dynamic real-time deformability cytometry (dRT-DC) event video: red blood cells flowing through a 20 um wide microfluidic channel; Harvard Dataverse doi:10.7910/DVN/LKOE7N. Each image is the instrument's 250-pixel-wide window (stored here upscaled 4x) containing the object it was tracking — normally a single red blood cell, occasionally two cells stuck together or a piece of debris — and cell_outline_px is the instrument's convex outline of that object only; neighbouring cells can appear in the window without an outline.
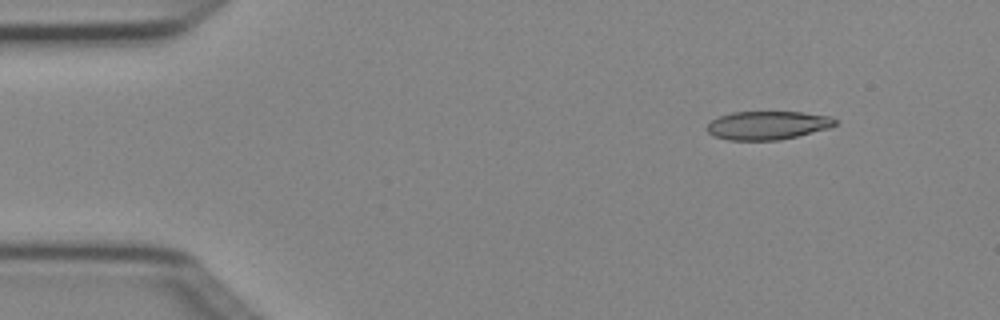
{"species": "Egyptian fruit bat (a non-hibernating species)", "species_latin": "Rousettus aegyptiacus", "temperature_condition": "cold", "stored_images_in_passage": 5, "camera_frame_rate_fps": 3000, "um_per_image_px": 0.085, "animal": {"sex": "female"}, "frame": {"image": 1, "passage_image": 2, "time_ms": 0.333, "image_size_px": [1000, 320], "cell_outline_px": [[836, 124], [828, 128], [780, 140], [728, 140], [716, 136], [708, 132], [708, 124], [712, 120], [720, 116], [732, 112], [804, 112], [832, 116], [836, 120]], "centroid_in_image_um": [65.27, 10.64], "position_along_channel_um": 19.7, "area_um2": 21.1}}
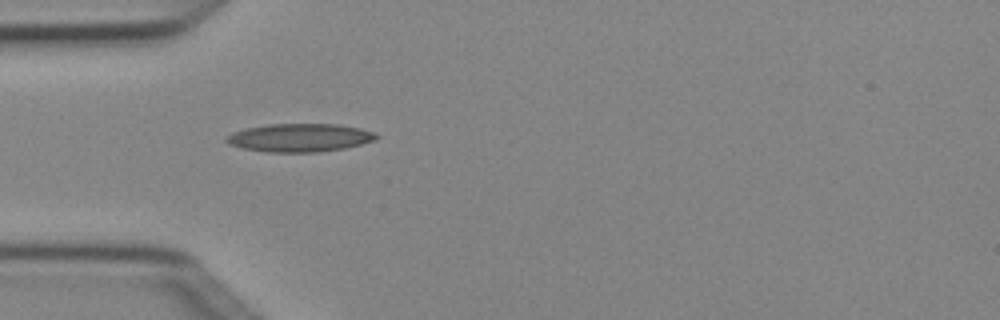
{"frame": {"image": 2, "passage_image": 4, "time_ms": 1.0, "image_size_px": [1000, 320], "cell_outline_px": [[380, 136], [376, 140], [344, 148], [316, 152], [268, 152], [240, 148], [228, 144], [224, 140], [232, 132], [244, 128], [268, 124], [336, 124], [360, 128], [376, 132]], "centroid_in_image_um": [25.46, 11.7], "position_along_channel_um": 59.5, "area_um2": 24.8}}
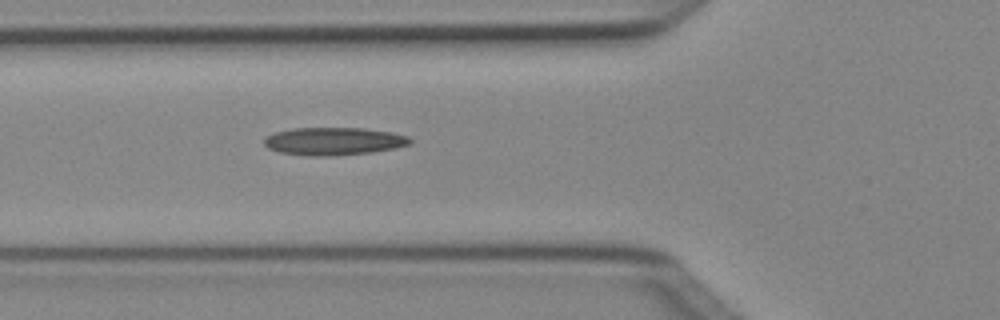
{"frame": {"image": 3, "passage_image": 5, "time_ms": 1.333, "image_size_px": [1000, 320], "cell_outline_px": [[412, 144], [396, 148], [372, 152], [332, 156], [312, 156], [280, 152], [268, 148], [264, 144], [264, 140], [268, 136], [276, 132], [292, 128], [364, 128], [392, 132], [408, 136], [412, 140]], "centroid_in_image_um": [28.42, 12.0], "position_along_channel_um": 97.4, "area_um2": 23.64}}